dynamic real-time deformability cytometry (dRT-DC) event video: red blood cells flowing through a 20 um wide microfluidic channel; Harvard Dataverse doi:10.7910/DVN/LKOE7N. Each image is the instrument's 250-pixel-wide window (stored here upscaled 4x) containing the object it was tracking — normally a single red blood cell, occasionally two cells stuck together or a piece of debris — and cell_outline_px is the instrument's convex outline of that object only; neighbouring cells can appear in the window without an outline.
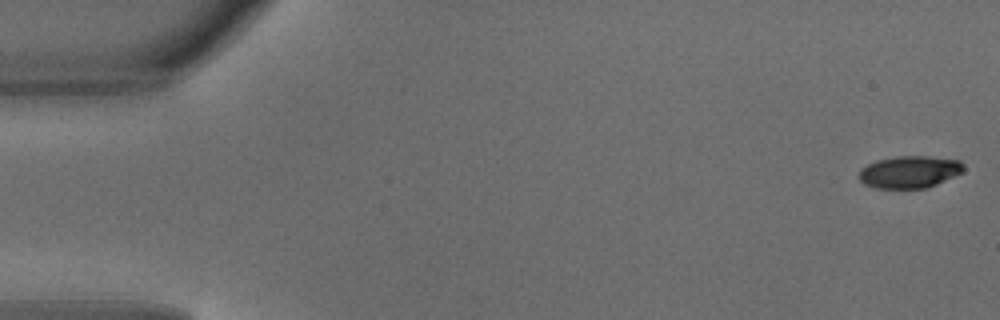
{"species": "common noctule bat (a hibernating species)", "species_latin": "Nyctalus noctula", "temperature_condition": "warm", "stored_images_in_passage": 5, "camera_frame_rate_fps": 3000, "um_per_image_px": 0.085, "animal": {"sex": "male", "body_mass_g": 18.8}, "frame": {"image": 1, "passage_image": 1, "time_ms": 0.0, "image_size_px": [1000, 320], "cell_outline_px": [[964, 172], [936, 184], [924, 188], [876, 188], [864, 184], [856, 176], [860, 168], [876, 160], [896, 156], [928, 156], [960, 160], [964, 164]], "centroid_in_image_um": [77.29, 14.6], "position_along_channel_um": 7.7, "area_um2": 19.83}}
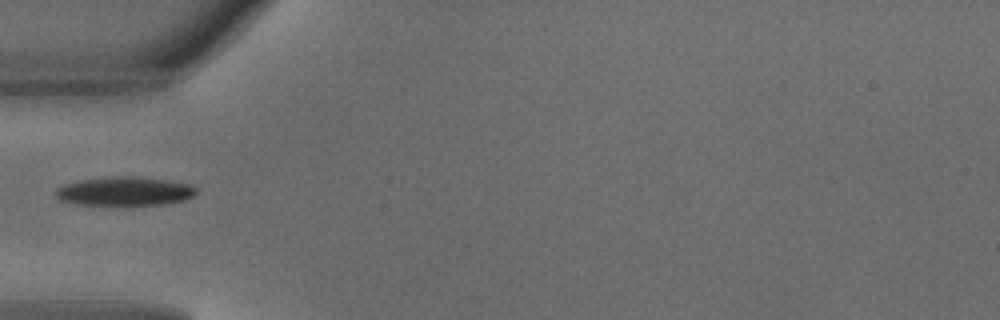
{"frame": {"image": 2, "passage_image": 4, "time_ms": 1.0, "image_size_px": [1000, 320], "cell_outline_px": [[196, 192], [192, 196], [184, 200], [160, 204], [76, 204], [60, 200], [56, 196], [56, 188], [64, 184], [80, 180], [108, 176], [136, 176], [192, 184], [196, 188]], "centroid_in_image_um": [10.57, 16.23], "position_along_channel_um": 74.4, "area_um2": 23.35}}
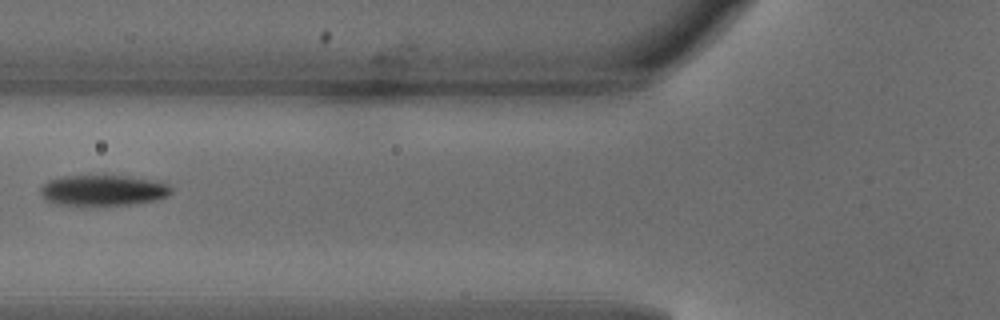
{"frame": {"image": 3, "passage_image": 5, "time_ms": 1.333, "image_size_px": [1000, 320], "cell_outline_px": [[172, 192], [168, 196], [156, 200], [132, 204], [52, 204], [44, 200], [40, 192], [40, 188], [48, 180], [64, 176], [128, 176], [160, 180], [168, 184], [172, 188]], "centroid_in_image_um": [8.8, 16.16], "position_along_channel_um": 117.0, "area_um2": 23.41}}